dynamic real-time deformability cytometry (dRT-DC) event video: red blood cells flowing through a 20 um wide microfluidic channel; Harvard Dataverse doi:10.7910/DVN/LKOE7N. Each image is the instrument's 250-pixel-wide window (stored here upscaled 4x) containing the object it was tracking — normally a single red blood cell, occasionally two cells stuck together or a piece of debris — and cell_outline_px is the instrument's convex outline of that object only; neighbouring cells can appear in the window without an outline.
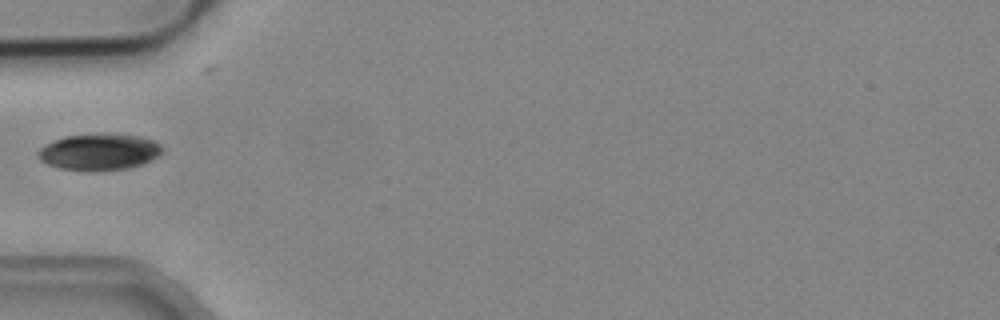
{"species": "common noctule bat (a hibernating species)", "species_latin": "Nyctalus noctula", "temperature_condition": "cold", "stored_images_in_passage": 5, "camera_frame_rate_fps": 3000, "um_per_image_px": 0.085, "animal": {"sex": "male", "body_mass_g": 19.2, "forearm_length_mm": 51.8}, "frame": {"image": 1, "passage_image": 5, "time_ms": 1.333, "image_size_px": [1000, 320], "cell_outline_px": [[164, 152], [160, 156], [140, 164], [128, 168], [100, 172], [92, 172], [60, 168], [48, 164], [40, 160], [36, 152], [44, 144], [64, 136], [96, 132], [112, 132], [140, 136], [156, 140], [164, 148]], "centroid_in_image_um": [8.46, 12.89], "position_along_channel_um": 76.5, "area_um2": 27.46}}